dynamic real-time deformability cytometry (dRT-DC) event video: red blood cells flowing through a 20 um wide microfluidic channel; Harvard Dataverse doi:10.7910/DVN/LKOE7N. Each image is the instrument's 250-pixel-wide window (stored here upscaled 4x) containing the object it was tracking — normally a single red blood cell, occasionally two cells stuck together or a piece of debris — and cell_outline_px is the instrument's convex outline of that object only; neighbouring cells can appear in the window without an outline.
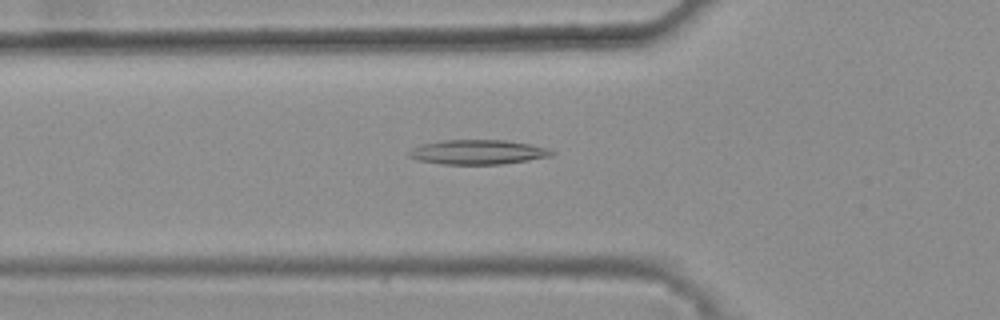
{"species": "common noctule bat (a hibernating species)", "species_latin": "Nyctalus noctula", "temperature_condition": "warm", "stored_images_in_passage": 43, "camera_frame_rate_fps": 3000, "um_per_image_px": 0.085, "animal": {"sex": "female", "body_mass_g": 25.1}, "frame": {"image": 1, "passage_image": 15, "time_ms": 4.667, "image_size_px": [1000, 320], "cell_outline_px": [[556, 152], [552, 156], [528, 160], [500, 164], [440, 164], [420, 160], [408, 156], [408, 152], [412, 148], [420, 144], [444, 140], [504, 140], [532, 144], [548, 148]], "centroid_in_image_um": [40.63, 12.92], "position_along_channel_um": 85.2, "area_um2": 20.46}}
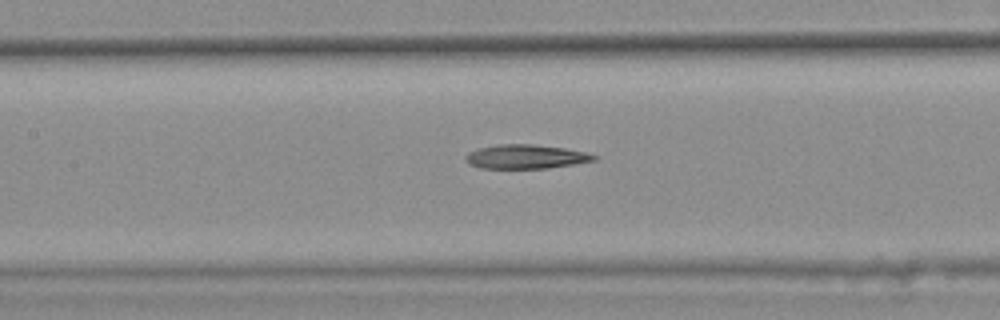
{"frame": {"image": 2, "passage_image": 21, "time_ms": 6.667, "image_size_px": [1000, 320], "cell_outline_px": [[596, 160], [548, 168], [480, 168], [468, 164], [464, 160], [464, 156], [468, 152], [480, 148], [500, 144], [532, 144], [564, 148], [584, 152], [596, 156]], "centroid_in_image_um": [44.62, 13.32], "position_along_channel_um": 162.8, "area_um2": 17.86}}
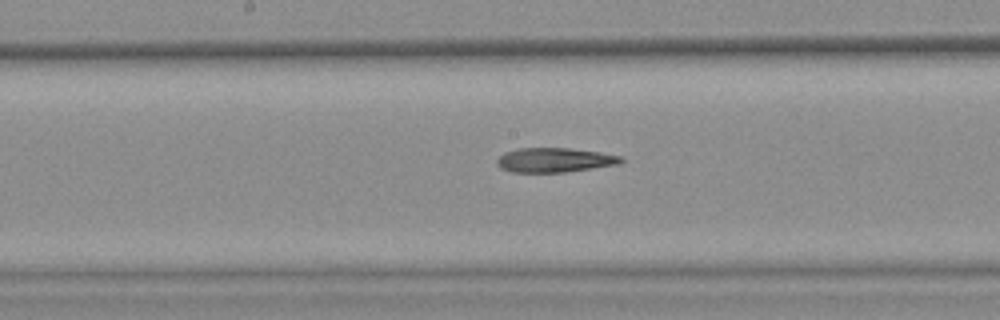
{"frame": {"image": 3, "passage_image": 24, "time_ms": 7.667, "image_size_px": [1000, 320], "cell_outline_px": [[624, 160], [620, 164], [564, 172], [512, 172], [500, 168], [496, 164], [496, 160], [504, 152], [520, 148], [568, 148], [600, 152], [620, 156]], "centroid_in_image_um": [47.12, 13.6], "position_along_channel_um": 201.1, "area_um2": 17.63}}